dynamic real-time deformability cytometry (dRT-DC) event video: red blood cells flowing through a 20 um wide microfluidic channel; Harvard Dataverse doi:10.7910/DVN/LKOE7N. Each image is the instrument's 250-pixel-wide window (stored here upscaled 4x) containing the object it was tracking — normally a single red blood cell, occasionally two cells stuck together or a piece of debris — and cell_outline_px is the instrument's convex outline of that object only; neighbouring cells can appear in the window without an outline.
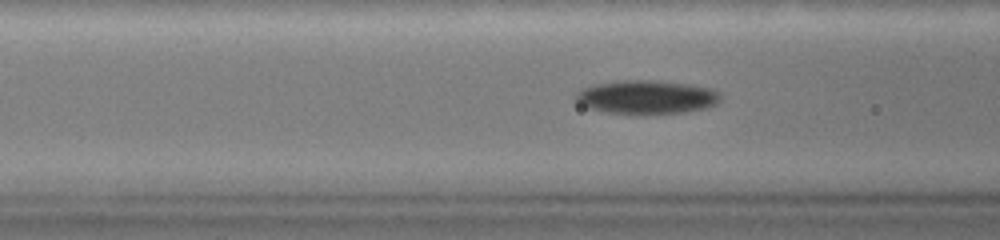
{"species": "common noctule bat (a hibernating species)", "species_latin": "Nyctalus noctula", "temperature_condition": "warm", "stored_images_in_passage": 59, "camera_frame_rate_fps": 3000, "um_per_image_px": 0.085, "animal": {"sex": "female", "body_mass_g": 19.0, "forearm_length_mm": 51.5}, "frame": {"image": 1, "passage_image": 19, "time_ms": 6.0, "image_size_px": [1000, 240], "cell_outline_px": [[720, 100], [716, 104], [708, 108], [684, 112], [604, 112], [588, 108], [580, 104], [576, 100], [576, 92], [584, 88], [596, 84], [624, 80], [652, 80], [692, 84], [712, 88], [720, 92]], "centroid_in_image_um": [55.01, 8.22], "position_along_channel_um": 111.6, "area_um2": 27.92}}
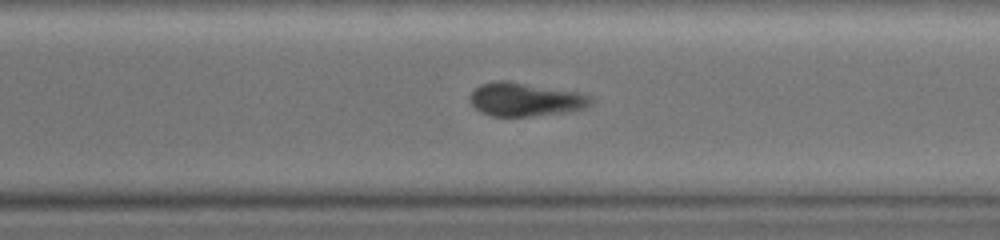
{"frame": {"image": 2, "passage_image": 41, "time_ms": 13.333, "image_size_px": [1000, 240], "cell_outline_px": [[592, 104], [584, 108], [568, 112], [528, 116], [492, 116], [480, 112], [472, 104], [468, 96], [480, 84], [496, 80], [508, 80], [580, 92], [592, 96]], "centroid_in_image_um": [44.66, 8.44], "position_along_channel_um": 325.9, "area_um2": 23.87}}
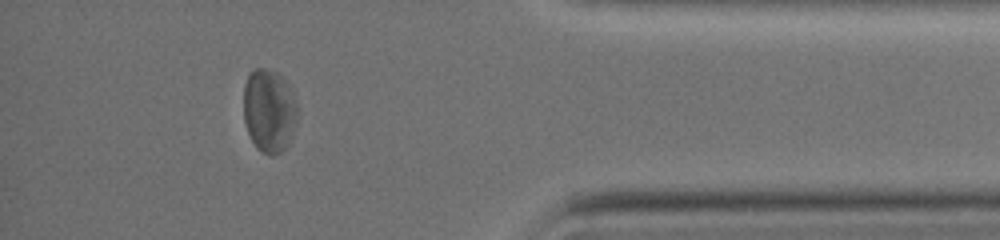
{"frame": {"image": 3, "passage_image": 52, "time_ms": 17.0, "image_size_px": [1000, 240], "cell_outline_px": [[296, 124], [288, 144], [280, 152], [272, 156], [256, 148], [248, 132], [244, 120], [244, 84], [248, 76], [256, 68], [264, 68], [280, 72], [284, 76], [296, 104]], "centroid_in_image_um": [22.87, 9.39], "position_along_channel_um": 412.3, "area_um2": 26.07}, "authors_computed_cell_mechanics": {"area_um2": 27.1082, "velocity_mm_per_s": 2.9293, "shape_relaxation_time_tau1_ms": 2.2999, "shape_relaxation_time_tau2_ms": 3.6461, "deformation_change_tau1": 0.1059, "deformation_change_tau2": 0.098}}